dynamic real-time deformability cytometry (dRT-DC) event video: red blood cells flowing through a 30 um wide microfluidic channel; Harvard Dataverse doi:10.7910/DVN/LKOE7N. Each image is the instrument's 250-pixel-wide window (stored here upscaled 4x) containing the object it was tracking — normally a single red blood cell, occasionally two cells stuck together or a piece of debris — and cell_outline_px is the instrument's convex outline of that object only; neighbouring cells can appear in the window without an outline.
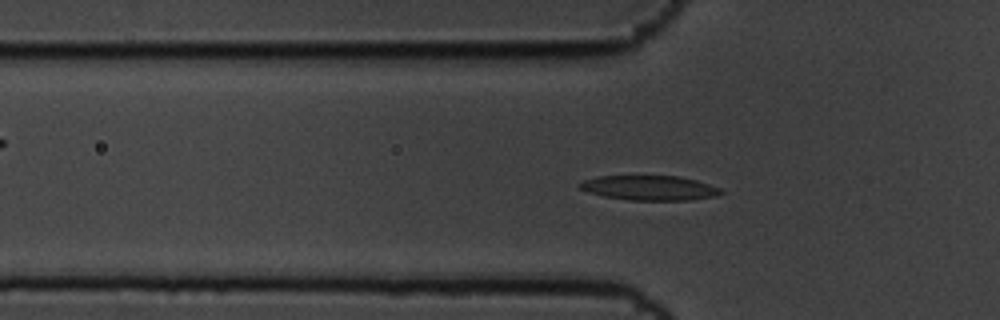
{"species": "common noctule bat (a hibernating species)", "species_latin": "Nyctalus noctula", "temperature_condition": "cold", "stored_images_in_passage": 59, "camera_frame_rate_fps": 3000, "um_per_image_px": 0.085, "animal": {"sex": "male", "body_mass_g": 19.5, "forearm_length_mm": 54.6}, "frame": {"image": 1, "passage_image": 19, "time_ms": 6.0, "image_size_px": [1000, 320], "cell_outline_px": [[724, 192], [716, 196], [692, 200], [628, 200], [604, 196], [588, 192], [580, 188], [576, 184], [584, 180], [596, 176], [680, 176], [696, 180], [720, 188]], "centroid_in_image_um": [55.2, 15.97], "position_along_channel_um": 70.6, "area_um2": 20.4}}
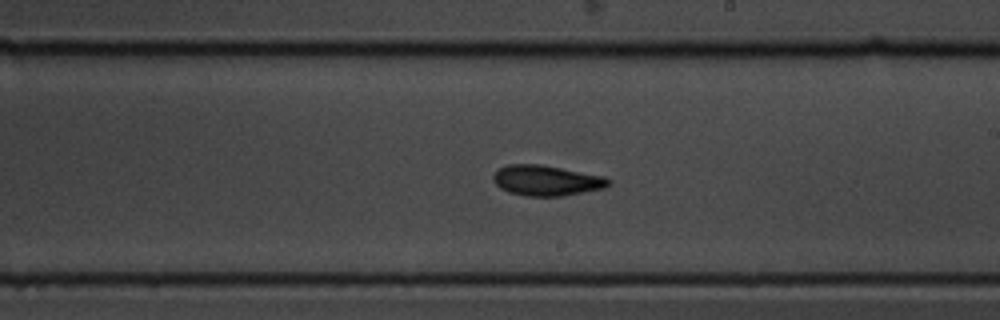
{"frame": {"image": 2, "passage_image": 34, "time_ms": 11.0, "image_size_px": [1000, 320], "cell_outline_px": [[612, 184], [604, 188], [564, 196], [528, 196], [508, 192], [500, 188], [492, 180], [492, 176], [496, 168], [508, 164], [540, 164], [604, 176], [612, 180]], "centroid_in_image_um": [46.43, 15.34], "position_along_channel_um": 242.6, "area_um2": 20.69}}
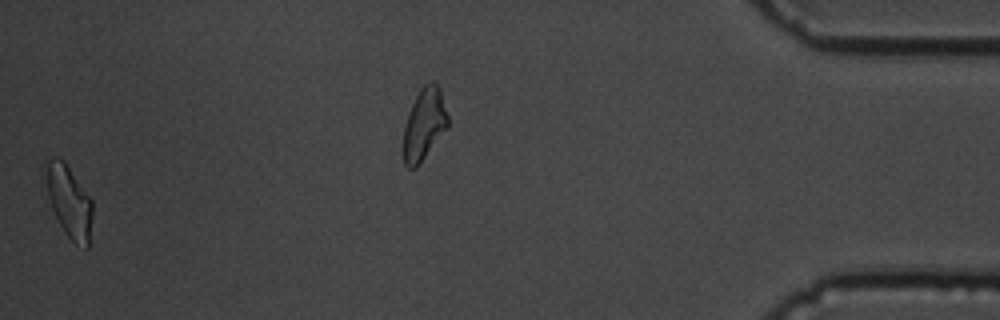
{"frame": {"image": 3, "passage_image": 58, "time_ms": 19.0, "image_size_px": [1000, 320], "cell_outline_px": [[92, 216], [88, 248], [84, 248], [76, 244], [64, 232], [52, 208], [48, 196], [44, 160], [52, 156], [56, 156], [64, 160], [92, 200]], "centroid_in_image_um": [5.86, 17.08], "position_along_channel_um": 429.3, "area_um2": 19.59}, "authors_computed_cell_mechanics": {"area_um2": 19.7676, "velocity_mm_per_s": 3.4456, "shape_relaxation_time_tau1_ms": 3.2887, "shape_relaxation_time_tau2_ms": 2.6637, "deformation_change_tau1": 0.1258, "deformation_change_tau2": 0.0909}}